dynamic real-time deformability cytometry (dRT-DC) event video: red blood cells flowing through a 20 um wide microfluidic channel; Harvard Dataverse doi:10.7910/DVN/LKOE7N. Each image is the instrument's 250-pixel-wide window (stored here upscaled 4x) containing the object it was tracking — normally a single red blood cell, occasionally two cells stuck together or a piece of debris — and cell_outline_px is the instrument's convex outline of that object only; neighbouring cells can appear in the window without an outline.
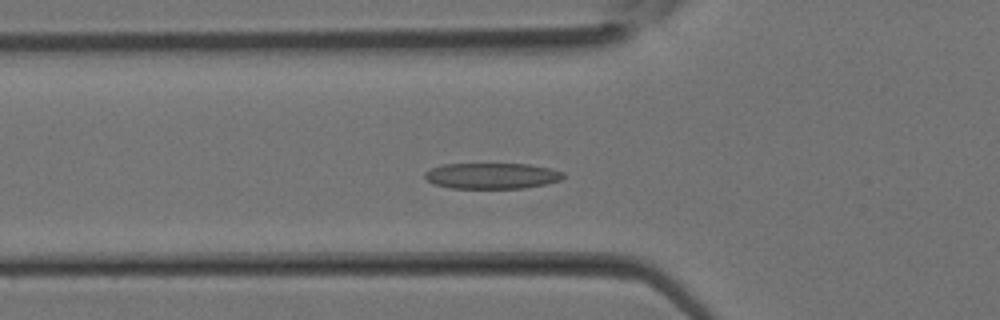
{"species": "Egyptian fruit bat (a non-hibernating species)", "species_latin": "Rousettus aegyptiacus", "temperature_condition": "room temperature", "stored_images_in_passage": 34, "camera_frame_rate_fps": 3000, "um_per_image_px": 0.085, "animal": {"sex": "female"}, "frame": {"image": 1, "passage_image": 12, "time_ms": 3.667, "image_size_px": [1000, 320], "cell_outline_px": [[564, 176], [560, 180], [544, 184], [524, 188], [452, 188], [436, 184], [428, 180], [424, 176], [424, 172], [432, 168], [444, 164], [532, 164], [552, 168], [564, 172]], "centroid_in_image_um": [41.85, 14.93], "position_along_channel_um": 84.0, "area_um2": 20.81}}
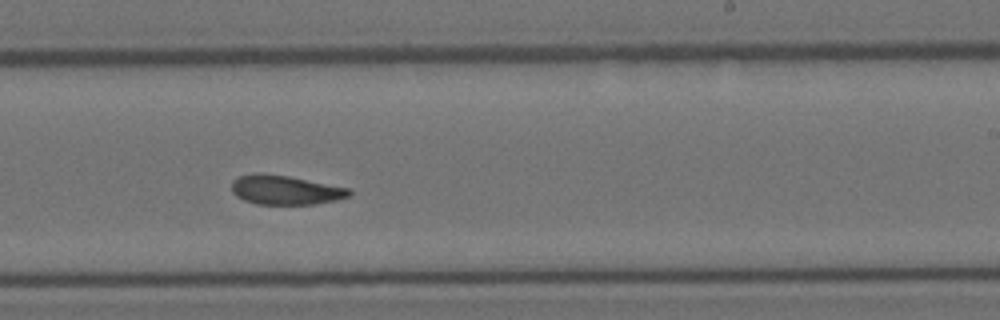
{"frame": {"image": 2, "passage_image": 21, "time_ms": 6.667, "image_size_px": [1000, 320], "cell_outline_px": [[352, 196], [336, 200], [316, 204], [256, 204], [244, 200], [236, 196], [232, 192], [232, 180], [240, 176], [256, 172], [260, 172], [288, 176], [348, 188], [352, 192]], "centroid_in_image_um": [24.24, 16.15], "position_along_channel_um": 264.8, "area_um2": 20.11}}
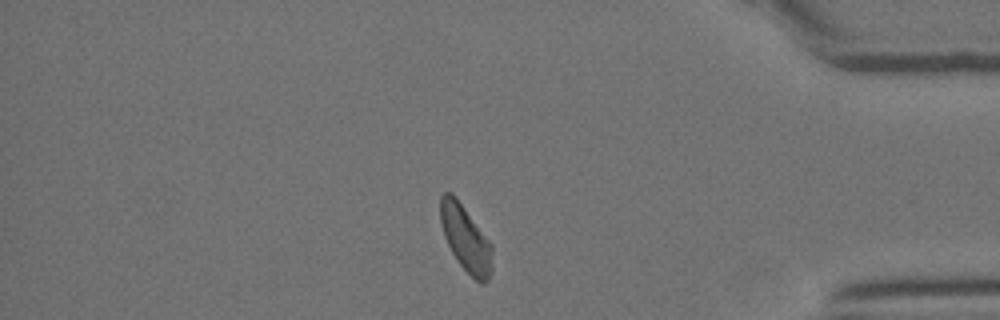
{"frame": {"image": 3, "passage_image": 29, "time_ms": 9.333, "image_size_px": [1000, 320], "cell_outline_px": [[492, 268], [488, 280], [484, 284], [480, 284], [456, 260], [444, 236], [440, 220], [440, 196], [444, 192], [452, 192], [456, 196], [492, 244]], "centroid_in_image_um": [39.58, 20.25], "position_along_channel_um": 395.6, "area_um2": 20.0}}